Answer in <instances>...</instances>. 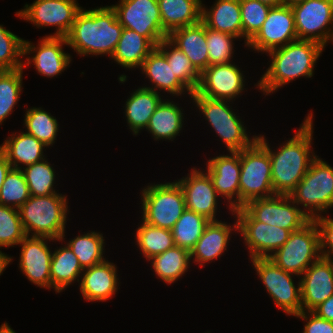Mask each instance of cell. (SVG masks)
Instances as JSON below:
<instances>
[{
	"label": "cell",
	"mask_w": 333,
	"mask_h": 333,
	"mask_svg": "<svg viewBox=\"0 0 333 333\" xmlns=\"http://www.w3.org/2000/svg\"><path fill=\"white\" fill-rule=\"evenodd\" d=\"M313 125V113L310 111L293 137L282 143L280 147H276V150H272L264 135H257V141L269 153L275 194L289 195L305 176L311 162L317 157L312 148Z\"/></svg>",
	"instance_id": "obj_1"
},
{
	"label": "cell",
	"mask_w": 333,
	"mask_h": 333,
	"mask_svg": "<svg viewBox=\"0 0 333 333\" xmlns=\"http://www.w3.org/2000/svg\"><path fill=\"white\" fill-rule=\"evenodd\" d=\"M123 26L118 22L111 6L81 9L66 40L80 56L109 55L111 58L121 37Z\"/></svg>",
	"instance_id": "obj_2"
},
{
	"label": "cell",
	"mask_w": 333,
	"mask_h": 333,
	"mask_svg": "<svg viewBox=\"0 0 333 333\" xmlns=\"http://www.w3.org/2000/svg\"><path fill=\"white\" fill-rule=\"evenodd\" d=\"M324 49L315 41L296 40L268 52L271 63L255 87L270 95L296 78L313 77L315 64Z\"/></svg>",
	"instance_id": "obj_3"
},
{
	"label": "cell",
	"mask_w": 333,
	"mask_h": 333,
	"mask_svg": "<svg viewBox=\"0 0 333 333\" xmlns=\"http://www.w3.org/2000/svg\"><path fill=\"white\" fill-rule=\"evenodd\" d=\"M68 199L62 193L30 196L18 209L26 236L49 237L65 240Z\"/></svg>",
	"instance_id": "obj_4"
},
{
	"label": "cell",
	"mask_w": 333,
	"mask_h": 333,
	"mask_svg": "<svg viewBox=\"0 0 333 333\" xmlns=\"http://www.w3.org/2000/svg\"><path fill=\"white\" fill-rule=\"evenodd\" d=\"M190 98L199 109V113L201 112L221 142L224 143L228 152H240L257 140L256 135L250 138L241 117L237 116V112L235 113L232 106L229 105L233 103L232 101L208 98L197 92L192 93Z\"/></svg>",
	"instance_id": "obj_5"
},
{
	"label": "cell",
	"mask_w": 333,
	"mask_h": 333,
	"mask_svg": "<svg viewBox=\"0 0 333 333\" xmlns=\"http://www.w3.org/2000/svg\"><path fill=\"white\" fill-rule=\"evenodd\" d=\"M289 196L311 220L327 214L333 208V167L317 156Z\"/></svg>",
	"instance_id": "obj_6"
},
{
	"label": "cell",
	"mask_w": 333,
	"mask_h": 333,
	"mask_svg": "<svg viewBox=\"0 0 333 333\" xmlns=\"http://www.w3.org/2000/svg\"><path fill=\"white\" fill-rule=\"evenodd\" d=\"M142 220L150 225L171 230L186 203L182 188L174 182L151 183L141 191Z\"/></svg>",
	"instance_id": "obj_7"
},
{
	"label": "cell",
	"mask_w": 333,
	"mask_h": 333,
	"mask_svg": "<svg viewBox=\"0 0 333 333\" xmlns=\"http://www.w3.org/2000/svg\"><path fill=\"white\" fill-rule=\"evenodd\" d=\"M240 207L253 199L275 195L268 151L256 140L240 151Z\"/></svg>",
	"instance_id": "obj_8"
},
{
	"label": "cell",
	"mask_w": 333,
	"mask_h": 333,
	"mask_svg": "<svg viewBox=\"0 0 333 333\" xmlns=\"http://www.w3.org/2000/svg\"><path fill=\"white\" fill-rule=\"evenodd\" d=\"M321 257L319 232L314 220L291 232L289 239L269 258L282 270L297 275Z\"/></svg>",
	"instance_id": "obj_9"
},
{
	"label": "cell",
	"mask_w": 333,
	"mask_h": 333,
	"mask_svg": "<svg viewBox=\"0 0 333 333\" xmlns=\"http://www.w3.org/2000/svg\"><path fill=\"white\" fill-rule=\"evenodd\" d=\"M250 260L254 266L253 269L257 272L255 274L261 279L275 306L282 309L288 316L300 313L302 311L301 281L299 279L296 284L292 278L297 275L282 270L270 258Z\"/></svg>",
	"instance_id": "obj_10"
},
{
	"label": "cell",
	"mask_w": 333,
	"mask_h": 333,
	"mask_svg": "<svg viewBox=\"0 0 333 333\" xmlns=\"http://www.w3.org/2000/svg\"><path fill=\"white\" fill-rule=\"evenodd\" d=\"M249 259L269 258L289 239L290 230L257 221L244 207L233 210Z\"/></svg>",
	"instance_id": "obj_11"
},
{
	"label": "cell",
	"mask_w": 333,
	"mask_h": 333,
	"mask_svg": "<svg viewBox=\"0 0 333 333\" xmlns=\"http://www.w3.org/2000/svg\"><path fill=\"white\" fill-rule=\"evenodd\" d=\"M111 5L118 22L146 37L155 47L168 35L163 31L158 0H119Z\"/></svg>",
	"instance_id": "obj_12"
},
{
	"label": "cell",
	"mask_w": 333,
	"mask_h": 333,
	"mask_svg": "<svg viewBox=\"0 0 333 333\" xmlns=\"http://www.w3.org/2000/svg\"><path fill=\"white\" fill-rule=\"evenodd\" d=\"M298 40H311L323 47L333 42V0H305L291 6Z\"/></svg>",
	"instance_id": "obj_13"
},
{
	"label": "cell",
	"mask_w": 333,
	"mask_h": 333,
	"mask_svg": "<svg viewBox=\"0 0 333 333\" xmlns=\"http://www.w3.org/2000/svg\"><path fill=\"white\" fill-rule=\"evenodd\" d=\"M82 8L77 0H35L15 14L37 28L55 26L56 31L46 36L66 37Z\"/></svg>",
	"instance_id": "obj_14"
},
{
	"label": "cell",
	"mask_w": 333,
	"mask_h": 333,
	"mask_svg": "<svg viewBox=\"0 0 333 333\" xmlns=\"http://www.w3.org/2000/svg\"><path fill=\"white\" fill-rule=\"evenodd\" d=\"M257 221L291 232L299 230L311 219L289 195L253 199L243 206Z\"/></svg>",
	"instance_id": "obj_15"
},
{
	"label": "cell",
	"mask_w": 333,
	"mask_h": 333,
	"mask_svg": "<svg viewBox=\"0 0 333 333\" xmlns=\"http://www.w3.org/2000/svg\"><path fill=\"white\" fill-rule=\"evenodd\" d=\"M298 40L291 6L271 7L262 28L248 42L247 48L266 54Z\"/></svg>",
	"instance_id": "obj_16"
},
{
	"label": "cell",
	"mask_w": 333,
	"mask_h": 333,
	"mask_svg": "<svg viewBox=\"0 0 333 333\" xmlns=\"http://www.w3.org/2000/svg\"><path fill=\"white\" fill-rule=\"evenodd\" d=\"M38 45L24 40L23 68L33 64L38 74L52 78L60 75L70 67L71 55L64 52L63 46H68L66 37L43 36Z\"/></svg>",
	"instance_id": "obj_17"
},
{
	"label": "cell",
	"mask_w": 333,
	"mask_h": 333,
	"mask_svg": "<svg viewBox=\"0 0 333 333\" xmlns=\"http://www.w3.org/2000/svg\"><path fill=\"white\" fill-rule=\"evenodd\" d=\"M235 62L208 66L200 74L196 92L212 99L235 101L246 90L244 71Z\"/></svg>",
	"instance_id": "obj_18"
},
{
	"label": "cell",
	"mask_w": 333,
	"mask_h": 333,
	"mask_svg": "<svg viewBox=\"0 0 333 333\" xmlns=\"http://www.w3.org/2000/svg\"><path fill=\"white\" fill-rule=\"evenodd\" d=\"M58 242L49 237L26 236L18 246H21L19 269L27 279L37 287L51 289L50 265L53 251L47 244Z\"/></svg>",
	"instance_id": "obj_19"
},
{
	"label": "cell",
	"mask_w": 333,
	"mask_h": 333,
	"mask_svg": "<svg viewBox=\"0 0 333 333\" xmlns=\"http://www.w3.org/2000/svg\"><path fill=\"white\" fill-rule=\"evenodd\" d=\"M193 169L187 176L175 180L182 188L186 209L194 211L210 221H217V203L219 195L214 188L212 179L204 170Z\"/></svg>",
	"instance_id": "obj_20"
},
{
	"label": "cell",
	"mask_w": 333,
	"mask_h": 333,
	"mask_svg": "<svg viewBox=\"0 0 333 333\" xmlns=\"http://www.w3.org/2000/svg\"><path fill=\"white\" fill-rule=\"evenodd\" d=\"M212 158V159H211ZM205 170L212 179L213 185L220 198L227 200L231 213L240 208V152H229L211 157Z\"/></svg>",
	"instance_id": "obj_21"
},
{
	"label": "cell",
	"mask_w": 333,
	"mask_h": 333,
	"mask_svg": "<svg viewBox=\"0 0 333 333\" xmlns=\"http://www.w3.org/2000/svg\"><path fill=\"white\" fill-rule=\"evenodd\" d=\"M301 276L303 311H313L333 295V260L320 257Z\"/></svg>",
	"instance_id": "obj_22"
},
{
	"label": "cell",
	"mask_w": 333,
	"mask_h": 333,
	"mask_svg": "<svg viewBox=\"0 0 333 333\" xmlns=\"http://www.w3.org/2000/svg\"><path fill=\"white\" fill-rule=\"evenodd\" d=\"M117 266L109 260L87 267L79 281V289L82 298L90 302H104L115 296L118 286Z\"/></svg>",
	"instance_id": "obj_23"
},
{
	"label": "cell",
	"mask_w": 333,
	"mask_h": 333,
	"mask_svg": "<svg viewBox=\"0 0 333 333\" xmlns=\"http://www.w3.org/2000/svg\"><path fill=\"white\" fill-rule=\"evenodd\" d=\"M233 225L227 222L210 221L206 226L203 235L199 238L190 252L191 261L199 264L202 268L204 264H208L218 257L221 258L223 253L227 251L229 246L231 234L238 233V221L235 218ZM236 222V223H235ZM234 231V232H232Z\"/></svg>",
	"instance_id": "obj_24"
},
{
	"label": "cell",
	"mask_w": 333,
	"mask_h": 333,
	"mask_svg": "<svg viewBox=\"0 0 333 333\" xmlns=\"http://www.w3.org/2000/svg\"><path fill=\"white\" fill-rule=\"evenodd\" d=\"M140 70L150 80V85H152L149 87L146 85L142 86L143 88L158 93L163 90L162 92L170 93L172 97H181L182 94L186 93L191 97L192 93L178 80L166 57L156 47L143 61Z\"/></svg>",
	"instance_id": "obj_25"
},
{
	"label": "cell",
	"mask_w": 333,
	"mask_h": 333,
	"mask_svg": "<svg viewBox=\"0 0 333 333\" xmlns=\"http://www.w3.org/2000/svg\"><path fill=\"white\" fill-rule=\"evenodd\" d=\"M168 39L189 58L200 74L208 67L206 26L202 21L173 30Z\"/></svg>",
	"instance_id": "obj_26"
},
{
	"label": "cell",
	"mask_w": 333,
	"mask_h": 333,
	"mask_svg": "<svg viewBox=\"0 0 333 333\" xmlns=\"http://www.w3.org/2000/svg\"><path fill=\"white\" fill-rule=\"evenodd\" d=\"M12 133L10 137L0 145V152L7 158L14 169H22L45 159V146L34 136L21 131ZM21 164L23 166H21ZM20 165V166H19Z\"/></svg>",
	"instance_id": "obj_27"
},
{
	"label": "cell",
	"mask_w": 333,
	"mask_h": 333,
	"mask_svg": "<svg viewBox=\"0 0 333 333\" xmlns=\"http://www.w3.org/2000/svg\"><path fill=\"white\" fill-rule=\"evenodd\" d=\"M201 21L210 29L243 39L240 0H215L209 9L202 3Z\"/></svg>",
	"instance_id": "obj_28"
},
{
	"label": "cell",
	"mask_w": 333,
	"mask_h": 333,
	"mask_svg": "<svg viewBox=\"0 0 333 333\" xmlns=\"http://www.w3.org/2000/svg\"><path fill=\"white\" fill-rule=\"evenodd\" d=\"M162 96L156 91L143 87H138L132 92L123 107H125L124 116L127 125L133 135H138L146 129L149 119L163 100Z\"/></svg>",
	"instance_id": "obj_29"
},
{
	"label": "cell",
	"mask_w": 333,
	"mask_h": 333,
	"mask_svg": "<svg viewBox=\"0 0 333 333\" xmlns=\"http://www.w3.org/2000/svg\"><path fill=\"white\" fill-rule=\"evenodd\" d=\"M183 116L185 117L183 109L179 107L178 102L163 99L149 119L146 131L152 134L156 141H173L184 128Z\"/></svg>",
	"instance_id": "obj_30"
},
{
	"label": "cell",
	"mask_w": 333,
	"mask_h": 333,
	"mask_svg": "<svg viewBox=\"0 0 333 333\" xmlns=\"http://www.w3.org/2000/svg\"><path fill=\"white\" fill-rule=\"evenodd\" d=\"M163 31L173 30L201 21V0H158Z\"/></svg>",
	"instance_id": "obj_31"
},
{
	"label": "cell",
	"mask_w": 333,
	"mask_h": 333,
	"mask_svg": "<svg viewBox=\"0 0 333 333\" xmlns=\"http://www.w3.org/2000/svg\"><path fill=\"white\" fill-rule=\"evenodd\" d=\"M155 49V46L136 31L123 28L121 37L111 56L124 69L141 68L143 61Z\"/></svg>",
	"instance_id": "obj_32"
},
{
	"label": "cell",
	"mask_w": 333,
	"mask_h": 333,
	"mask_svg": "<svg viewBox=\"0 0 333 333\" xmlns=\"http://www.w3.org/2000/svg\"><path fill=\"white\" fill-rule=\"evenodd\" d=\"M83 269L76 255L66 244L55 249L50 265L51 289L57 294L66 290L72 283H78Z\"/></svg>",
	"instance_id": "obj_33"
},
{
	"label": "cell",
	"mask_w": 333,
	"mask_h": 333,
	"mask_svg": "<svg viewBox=\"0 0 333 333\" xmlns=\"http://www.w3.org/2000/svg\"><path fill=\"white\" fill-rule=\"evenodd\" d=\"M149 261L156 277L169 285L188 272L192 264L190 252L177 246L167 249Z\"/></svg>",
	"instance_id": "obj_34"
},
{
	"label": "cell",
	"mask_w": 333,
	"mask_h": 333,
	"mask_svg": "<svg viewBox=\"0 0 333 333\" xmlns=\"http://www.w3.org/2000/svg\"><path fill=\"white\" fill-rule=\"evenodd\" d=\"M156 48L166 57L178 80L194 93L200 83V73L192 65L189 58L168 38L163 39Z\"/></svg>",
	"instance_id": "obj_35"
},
{
	"label": "cell",
	"mask_w": 333,
	"mask_h": 333,
	"mask_svg": "<svg viewBox=\"0 0 333 333\" xmlns=\"http://www.w3.org/2000/svg\"><path fill=\"white\" fill-rule=\"evenodd\" d=\"M135 233L136 245L148 262L175 246L171 230L150 225L143 220Z\"/></svg>",
	"instance_id": "obj_36"
},
{
	"label": "cell",
	"mask_w": 333,
	"mask_h": 333,
	"mask_svg": "<svg viewBox=\"0 0 333 333\" xmlns=\"http://www.w3.org/2000/svg\"><path fill=\"white\" fill-rule=\"evenodd\" d=\"M105 239L103 234L96 231H87L78 234L66 245L73 251L83 268L92 267L105 261Z\"/></svg>",
	"instance_id": "obj_37"
},
{
	"label": "cell",
	"mask_w": 333,
	"mask_h": 333,
	"mask_svg": "<svg viewBox=\"0 0 333 333\" xmlns=\"http://www.w3.org/2000/svg\"><path fill=\"white\" fill-rule=\"evenodd\" d=\"M209 223L204 216L185 209L171 229L175 246L191 252Z\"/></svg>",
	"instance_id": "obj_38"
},
{
	"label": "cell",
	"mask_w": 333,
	"mask_h": 333,
	"mask_svg": "<svg viewBox=\"0 0 333 333\" xmlns=\"http://www.w3.org/2000/svg\"><path fill=\"white\" fill-rule=\"evenodd\" d=\"M43 109L42 107H30L26 109L23 125L26 128V133L34 136L49 148L57 140L59 122L50 112Z\"/></svg>",
	"instance_id": "obj_39"
},
{
	"label": "cell",
	"mask_w": 333,
	"mask_h": 333,
	"mask_svg": "<svg viewBox=\"0 0 333 333\" xmlns=\"http://www.w3.org/2000/svg\"><path fill=\"white\" fill-rule=\"evenodd\" d=\"M23 70H0V126L11 116L23 92Z\"/></svg>",
	"instance_id": "obj_40"
},
{
	"label": "cell",
	"mask_w": 333,
	"mask_h": 333,
	"mask_svg": "<svg viewBox=\"0 0 333 333\" xmlns=\"http://www.w3.org/2000/svg\"><path fill=\"white\" fill-rule=\"evenodd\" d=\"M21 170L32 196H47L58 192L54 187V184H56V170L47 158L23 167Z\"/></svg>",
	"instance_id": "obj_41"
},
{
	"label": "cell",
	"mask_w": 333,
	"mask_h": 333,
	"mask_svg": "<svg viewBox=\"0 0 333 333\" xmlns=\"http://www.w3.org/2000/svg\"><path fill=\"white\" fill-rule=\"evenodd\" d=\"M31 196L23 171L12 168L0 190V204L19 209Z\"/></svg>",
	"instance_id": "obj_42"
},
{
	"label": "cell",
	"mask_w": 333,
	"mask_h": 333,
	"mask_svg": "<svg viewBox=\"0 0 333 333\" xmlns=\"http://www.w3.org/2000/svg\"><path fill=\"white\" fill-rule=\"evenodd\" d=\"M24 39L0 25V70L23 68Z\"/></svg>",
	"instance_id": "obj_43"
},
{
	"label": "cell",
	"mask_w": 333,
	"mask_h": 333,
	"mask_svg": "<svg viewBox=\"0 0 333 333\" xmlns=\"http://www.w3.org/2000/svg\"><path fill=\"white\" fill-rule=\"evenodd\" d=\"M206 40L208 49V66L226 64L233 60L235 40L237 37L206 27Z\"/></svg>",
	"instance_id": "obj_44"
},
{
	"label": "cell",
	"mask_w": 333,
	"mask_h": 333,
	"mask_svg": "<svg viewBox=\"0 0 333 333\" xmlns=\"http://www.w3.org/2000/svg\"><path fill=\"white\" fill-rule=\"evenodd\" d=\"M271 6L259 0H240V11L245 46L262 28Z\"/></svg>",
	"instance_id": "obj_45"
},
{
	"label": "cell",
	"mask_w": 333,
	"mask_h": 333,
	"mask_svg": "<svg viewBox=\"0 0 333 333\" xmlns=\"http://www.w3.org/2000/svg\"><path fill=\"white\" fill-rule=\"evenodd\" d=\"M25 237L19 210L0 204V249L17 246Z\"/></svg>",
	"instance_id": "obj_46"
},
{
	"label": "cell",
	"mask_w": 333,
	"mask_h": 333,
	"mask_svg": "<svg viewBox=\"0 0 333 333\" xmlns=\"http://www.w3.org/2000/svg\"><path fill=\"white\" fill-rule=\"evenodd\" d=\"M319 232L320 254L322 258L333 260V218L320 216L313 219ZM332 255V256H331Z\"/></svg>",
	"instance_id": "obj_47"
},
{
	"label": "cell",
	"mask_w": 333,
	"mask_h": 333,
	"mask_svg": "<svg viewBox=\"0 0 333 333\" xmlns=\"http://www.w3.org/2000/svg\"><path fill=\"white\" fill-rule=\"evenodd\" d=\"M294 317L305 321L302 333H333V322L323 319L313 311H301Z\"/></svg>",
	"instance_id": "obj_48"
},
{
	"label": "cell",
	"mask_w": 333,
	"mask_h": 333,
	"mask_svg": "<svg viewBox=\"0 0 333 333\" xmlns=\"http://www.w3.org/2000/svg\"><path fill=\"white\" fill-rule=\"evenodd\" d=\"M313 312L319 317L333 322V295L317 306Z\"/></svg>",
	"instance_id": "obj_49"
},
{
	"label": "cell",
	"mask_w": 333,
	"mask_h": 333,
	"mask_svg": "<svg viewBox=\"0 0 333 333\" xmlns=\"http://www.w3.org/2000/svg\"><path fill=\"white\" fill-rule=\"evenodd\" d=\"M11 169L12 166L8 162L7 158L0 152V190L7 174Z\"/></svg>",
	"instance_id": "obj_50"
},
{
	"label": "cell",
	"mask_w": 333,
	"mask_h": 333,
	"mask_svg": "<svg viewBox=\"0 0 333 333\" xmlns=\"http://www.w3.org/2000/svg\"><path fill=\"white\" fill-rule=\"evenodd\" d=\"M12 260L13 258L11 256L0 250V276L3 274V271L8 267Z\"/></svg>",
	"instance_id": "obj_51"
},
{
	"label": "cell",
	"mask_w": 333,
	"mask_h": 333,
	"mask_svg": "<svg viewBox=\"0 0 333 333\" xmlns=\"http://www.w3.org/2000/svg\"><path fill=\"white\" fill-rule=\"evenodd\" d=\"M259 1L271 7L282 4V0H259Z\"/></svg>",
	"instance_id": "obj_52"
},
{
	"label": "cell",
	"mask_w": 333,
	"mask_h": 333,
	"mask_svg": "<svg viewBox=\"0 0 333 333\" xmlns=\"http://www.w3.org/2000/svg\"><path fill=\"white\" fill-rule=\"evenodd\" d=\"M0 333H16L10 325L5 322V324L0 328Z\"/></svg>",
	"instance_id": "obj_53"
},
{
	"label": "cell",
	"mask_w": 333,
	"mask_h": 333,
	"mask_svg": "<svg viewBox=\"0 0 333 333\" xmlns=\"http://www.w3.org/2000/svg\"><path fill=\"white\" fill-rule=\"evenodd\" d=\"M303 1H305V0H282V4L286 5V6H292L294 4H297V3H300Z\"/></svg>",
	"instance_id": "obj_54"
}]
</instances>
